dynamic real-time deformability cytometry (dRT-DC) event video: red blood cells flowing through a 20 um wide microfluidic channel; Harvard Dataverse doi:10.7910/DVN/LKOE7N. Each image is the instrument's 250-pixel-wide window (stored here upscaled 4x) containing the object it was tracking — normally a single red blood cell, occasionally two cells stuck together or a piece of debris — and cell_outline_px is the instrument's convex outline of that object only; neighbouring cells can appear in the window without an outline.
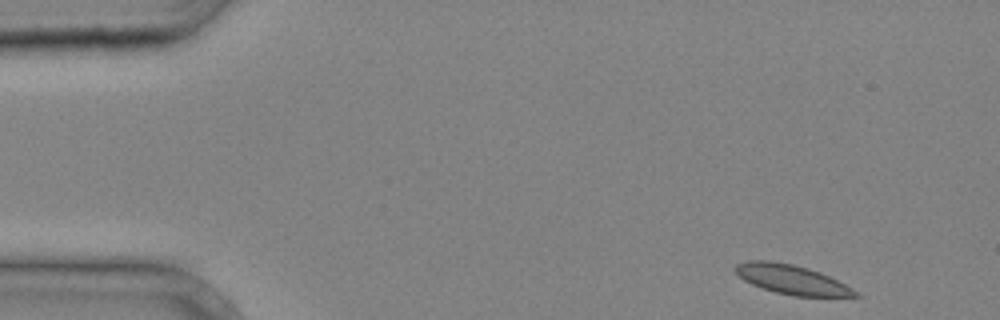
{"species": "common noctule bat (a hibernating species)", "species_latin": "Nyctalus noctula", "temperature_condition": "cold", "stored_images_in_passage": 36, "camera_frame_rate_fps": 3000, "um_per_image_px": 0.085, "animal": {"sex": "male", "body_mass_g": 20.4}, "frame": {"image": 1, "passage_image": 1, "time_ms": 0.0, "image_size_px": [1000, 320], "cell_outline_px": [[860, 296], [792, 296], [776, 292], [752, 284], [744, 280], [732, 268], [736, 264], [748, 260], [768, 260], [792, 264], [808, 268], [820, 272], [852, 288]], "centroid_in_image_um": [67.24, 23.74], "position_along_channel_um": 17.8, "area_um2": 20.23}}
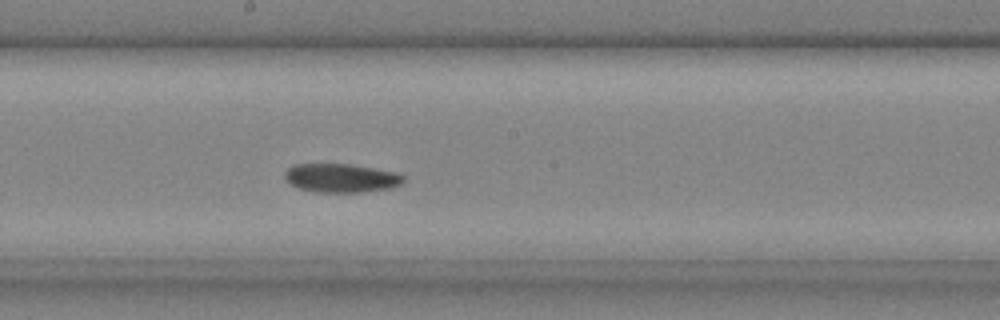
{"frame": {"image": 2, "passage_image": 19, "time_ms": 6.0, "image_size_px": [1000, 320], "cell_outline_px": [[404, 180], [400, 184], [392, 188], [360, 192], [316, 192], [300, 188], [292, 184], [284, 176], [284, 172], [292, 164], [352, 164], [396, 172], [404, 176]], "centroid_in_image_um": [29.01, 15.12], "position_along_channel_um": 219.2, "area_um2": 19.83}}
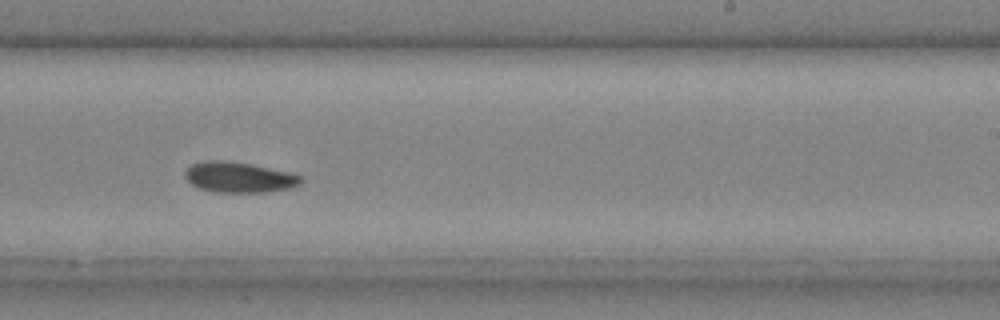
{"frame": {"image": 3, "passage_image": 22, "time_ms": 7.0, "image_size_px": [1000, 320], "cell_outline_px": [[304, 180], [300, 184], [292, 188], [268, 192], [216, 192], [200, 188], [192, 184], [184, 176], [184, 172], [192, 164], [204, 160], [224, 160], [248, 164], [288, 172], [300, 176]], "centroid_in_image_um": [20.31, 15.07], "position_along_channel_um": 268.7, "area_um2": 20.46}}